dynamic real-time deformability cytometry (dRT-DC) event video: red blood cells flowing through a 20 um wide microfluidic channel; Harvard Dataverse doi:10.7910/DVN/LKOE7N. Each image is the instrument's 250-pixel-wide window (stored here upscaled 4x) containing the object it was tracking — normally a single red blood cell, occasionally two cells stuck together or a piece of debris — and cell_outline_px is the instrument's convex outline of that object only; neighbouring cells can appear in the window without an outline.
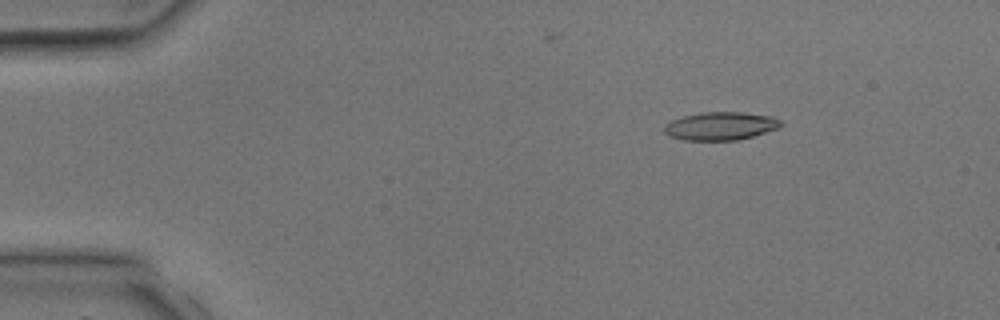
{"species": "common noctule bat (a hibernating species)", "species_latin": "Nyctalus noctula", "temperature_condition": "room temperature", "stored_images_in_passage": 3, "camera_frame_rate_fps": 3000, "um_per_image_px": 0.085, "animal": {"sex": "male", "body_mass_g": 17.9, "forearm_length_mm": 54.2}, "frame": {"image": 1, "passage_image": 2, "time_ms": 1.0, "image_size_px": [1000, 320], "cell_outline_px": [[784, 124], [780, 128], [752, 136], [736, 140], [684, 140], [668, 136], [664, 132], [664, 124], [672, 120], [684, 116], [700, 112], [744, 112], [772, 116], [780, 120]], "centroid_in_image_um": [61.26, 10.71], "position_along_channel_um": 23.7, "area_um2": 19.25}}